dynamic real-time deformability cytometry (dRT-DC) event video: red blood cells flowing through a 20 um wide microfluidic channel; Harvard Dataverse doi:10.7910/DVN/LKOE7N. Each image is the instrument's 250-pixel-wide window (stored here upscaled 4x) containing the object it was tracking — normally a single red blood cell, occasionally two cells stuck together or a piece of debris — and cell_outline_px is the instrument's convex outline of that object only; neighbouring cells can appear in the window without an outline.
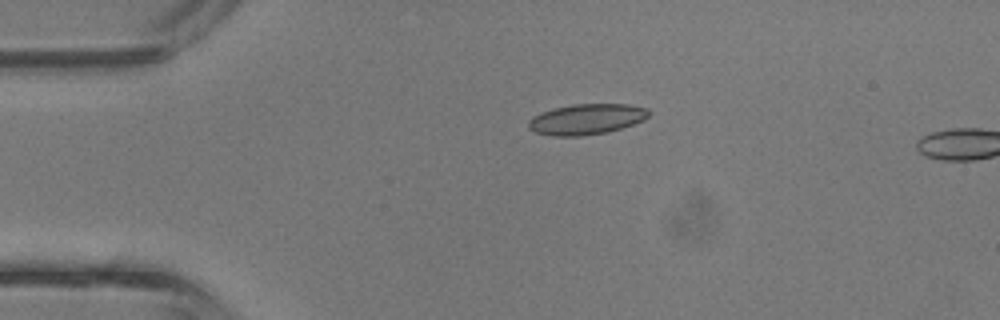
{"species": "common noctule bat (a hibernating species)", "species_latin": "Nyctalus noctula", "temperature_condition": "room temperature", "stored_images_in_passage": 4, "camera_frame_rate_fps": 3000, "um_per_image_px": 0.085, "animal": {"sex": "male", "body_mass_g": 13.3}, "frame": {"image": 1, "passage_image": 3, "time_ms": 0.667, "image_size_px": [1000, 320], "cell_outline_px": [[648, 116], [644, 120], [608, 132], [580, 136], [552, 136], [536, 132], [528, 128], [528, 120], [532, 116], [540, 112], [556, 108], [576, 104], [628, 104], [648, 108]], "centroid_in_image_um": [49.83, 10.13], "position_along_channel_um": 35.2, "area_um2": 21.39}}